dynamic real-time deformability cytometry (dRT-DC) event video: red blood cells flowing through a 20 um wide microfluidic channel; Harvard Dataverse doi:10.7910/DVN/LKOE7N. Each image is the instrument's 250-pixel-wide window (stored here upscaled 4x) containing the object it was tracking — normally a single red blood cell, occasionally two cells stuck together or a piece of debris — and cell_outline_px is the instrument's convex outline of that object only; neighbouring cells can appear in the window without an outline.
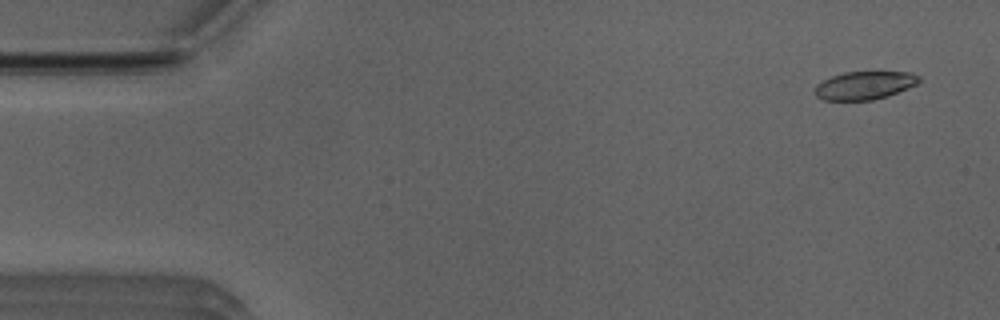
{"species": "Egyptian fruit bat (a non-hibernating species)", "species_latin": "Rousettus aegyptiacus", "temperature_condition": "room temperature", "stored_images_in_passage": 14, "camera_frame_rate_fps": 3000, "um_per_image_px": 0.085, "animal": {"sex": "male"}, "frame": {"image": 1, "passage_image": 3, "time_ms": 0.667, "image_size_px": [1000, 320], "cell_outline_px": [[920, 80], [916, 84], [888, 96], [872, 100], [824, 100], [816, 96], [816, 84], [832, 76], [844, 72], [912, 72], [920, 76]], "centroid_in_image_um": [73.5, 7.25], "position_along_channel_um": 11.5, "area_um2": 16.94}}